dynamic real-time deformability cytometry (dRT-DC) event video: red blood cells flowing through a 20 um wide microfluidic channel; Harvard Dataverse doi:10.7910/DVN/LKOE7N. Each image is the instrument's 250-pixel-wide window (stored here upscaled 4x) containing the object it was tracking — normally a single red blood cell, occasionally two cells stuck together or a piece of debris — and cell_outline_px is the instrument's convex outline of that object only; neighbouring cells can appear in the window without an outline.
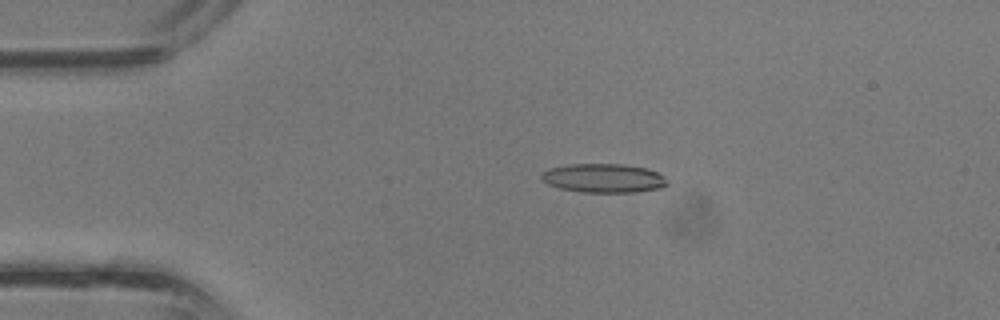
{"species": "common noctule bat (a hibernating species)", "species_latin": "Nyctalus noctula", "temperature_condition": "room temperature", "stored_images_in_passage": 36, "camera_frame_rate_fps": 3000, "um_per_image_px": 0.085, "animal": {"sex": "male", "body_mass_g": 13.3}, "frame": {"image": 1, "passage_image": 6, "time_ms": 1.667, "image_size_px": [1000, 320], "cell_outline_px": [[668, 184], [660, 188], [636, 192], [580, 192], [560, 188], [548, 184], [540, 176], [548, 168], [568, 164], [624, 164], [648, 168], [664, 176], [668, 180]], "centroid_in_image_um": [51.33, 15.14], "position_along_channel_um": 33.7, "area_um2": 21.27}}
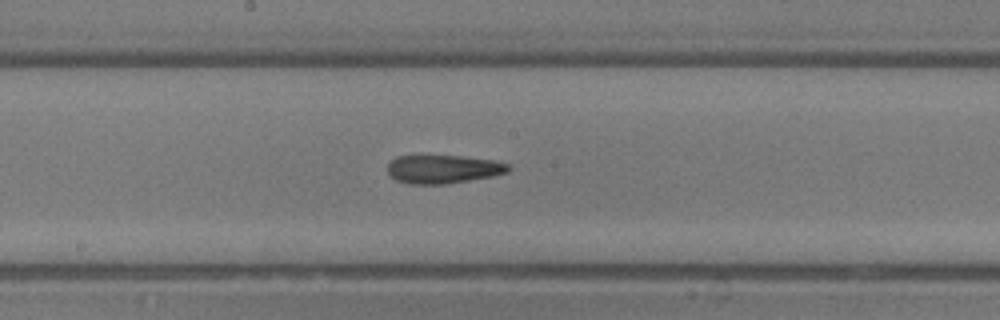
{"frame": {"image": 2, "passage_image": 18, "time_ms": 5.667, "image_size_px": [1000, 320], "cell_outline_px": [[512, 168], [508, 172], [492, 176], [444, 184], [408, 184], [396, 180], [388, 172], [388, 164], [396, 156], [464, 156], [496, 160], [508, 164]], "centroid_in_image_um": [37.7, 14.37], "position_along_channel_um": 210.5, "area_um2": 20.0}}
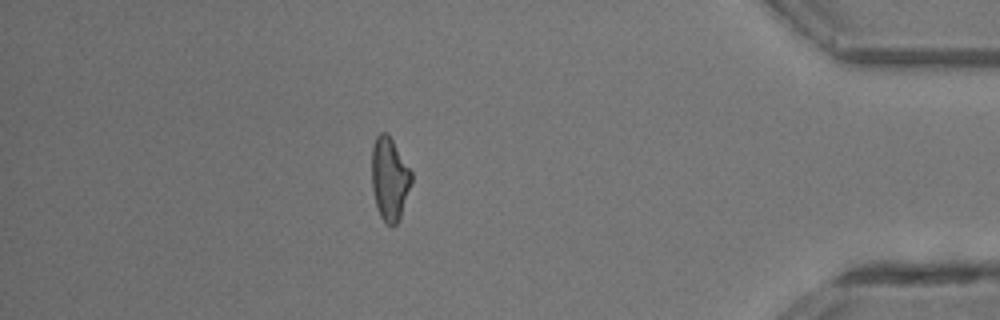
{"frame": {"image": 3, "passage_image": 31, "time_ms": 10.0, "image_size_px": [1000, 320], "cell_outline_px": [[412, 180], [400, 220], [392, 228], [380, 216], [376, 204], [372, 188], [372, 148], [376, 136], [380, 132], [388, 132], [412, 172]], "centroid_in_image_um": [33.12, 15.19], "position_along_channel_um": 402.1, "area_um2": 19.31}}